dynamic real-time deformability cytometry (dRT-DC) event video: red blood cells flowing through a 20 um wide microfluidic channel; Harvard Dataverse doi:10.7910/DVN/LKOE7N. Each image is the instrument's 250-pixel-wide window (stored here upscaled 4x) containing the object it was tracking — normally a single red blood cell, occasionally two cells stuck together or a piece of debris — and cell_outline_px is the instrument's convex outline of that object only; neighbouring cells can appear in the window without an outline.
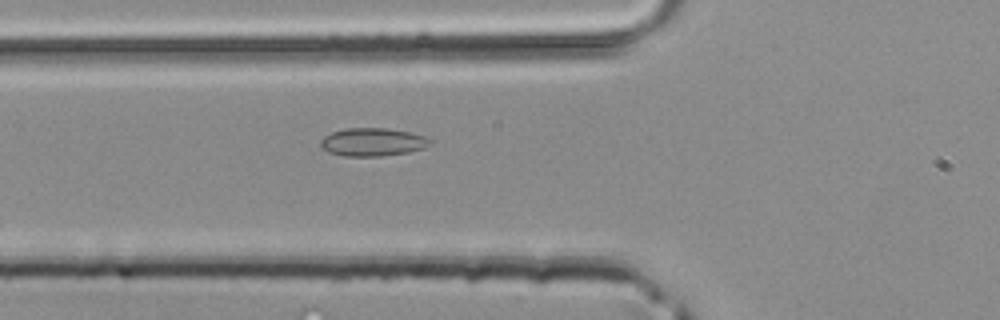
{"species": "common noctule bat (a hibernating species)", "species_latin": "Nyctalus noctula", "temperature_condition": "room temperature", "stored_images_in_passage": 30, "camera_frame_rate_fps": 3000, "um_per_image_px": 0.085, "animal": {"sex": "male", "body_mass_g": 20.4}, "frame": {"image": 1, "passage_image": 2, "time_ms": 0.333, "image_size_px": [1000, 320], "cell_outline_px": [[432, 144], [424, 148], [408, 152], [384, 156], [344, 156], [328, 152], [320, 148], [320, 140], [324, 136], [332, 132], [344, 128], [384, 128], [408, 132], [424, 136], [432, 140]], "centroid_in_image_um": [31.65, 12.08], "position_along_channel_um": 94.2, "area_um2": 18.03}}
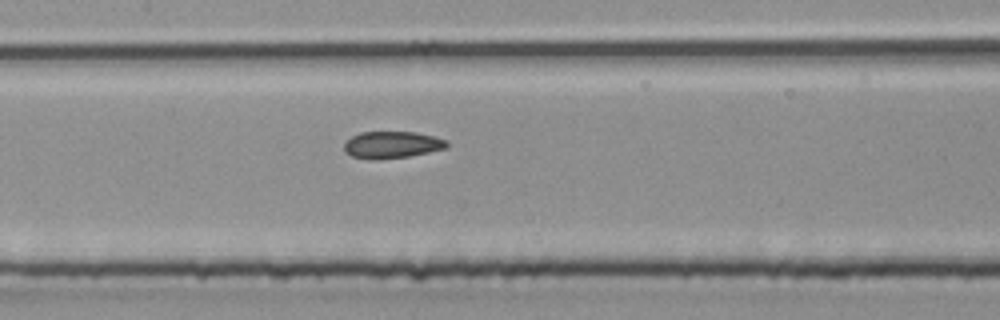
{"frame": {"image": 2, "passage_image": 7, "time_ms": 2.0, "image_size_px": [1000, 320], "cell_outline_px": [[448, 148], [408, 156], [352, 156], [344, 152], [344, 144], [352, 136], [360, 132], [416, 132], [448, 140]], "centroid_in_image_um": [33.38, 12.25], "position_along_channel_um": 174.0, "area_um2": 15.26}}
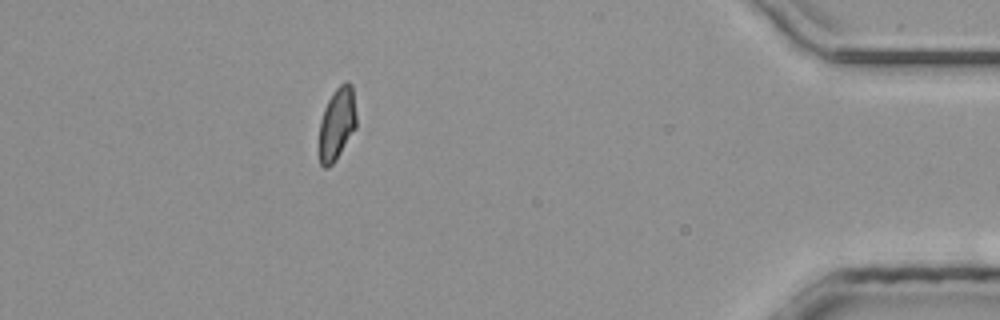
{"frame": {"image": 3, "passage_image": 25, "time_ms": 8.0, "image_size_px": [1000, 320], "cell_outline_px": [[356, 128], [336, 160], [328, 168], [324, 168], [320, 164], [320, 120], [324, 108], [332, 92], [344, 80], [352, 84], [356, 116]], "centroid_in_image_um": [28.65, 10.5], "position_along_channel_um": 406.6, "area_um2": 15.78}}